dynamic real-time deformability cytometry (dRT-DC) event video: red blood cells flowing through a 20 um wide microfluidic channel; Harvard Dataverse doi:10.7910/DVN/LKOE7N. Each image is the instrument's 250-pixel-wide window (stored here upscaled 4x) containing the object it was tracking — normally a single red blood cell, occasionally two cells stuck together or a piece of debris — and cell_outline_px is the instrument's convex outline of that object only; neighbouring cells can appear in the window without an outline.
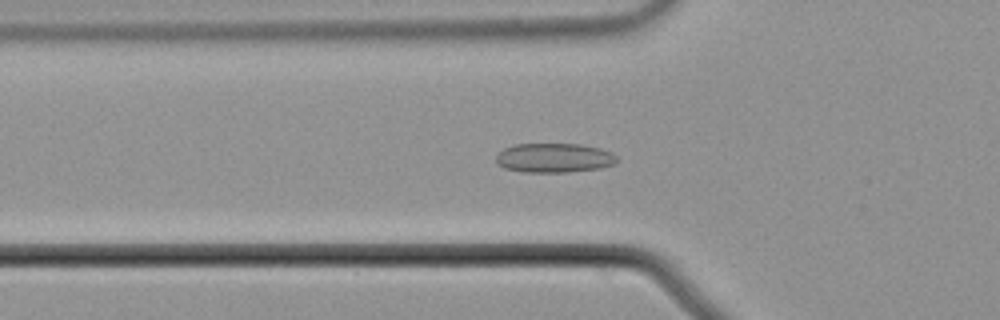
{"species": "common noctule bat (a hibernating species)", "species_latin": "Nyctalus noctula", "temperature_condition": "cold", "stored_images_in_passage": 53, "camera_frame_rate_fps": 3000, "um_per_image_px": 0.085, "animal": {"sex": "male", "body_mass_g": 21.5, "forearm_length_mm": 52.0}, "frame": {"image": 1, "passage_image": 18, "time_ms": 5.667, "image_size_px": [1000, 320], "cell_outline_px": [[620, 160], [616, 164], [600, 168], [568, 172], [524, 172], [504, 168], [496, 164], [496, 156], [504, 148], [516, 144], [580, 144], [600, 148], [612, 152]], "centroid_in_image_um": [47.13, 13.42], "position_along_channel_um": 78.7, "area_um2": 20.87}}
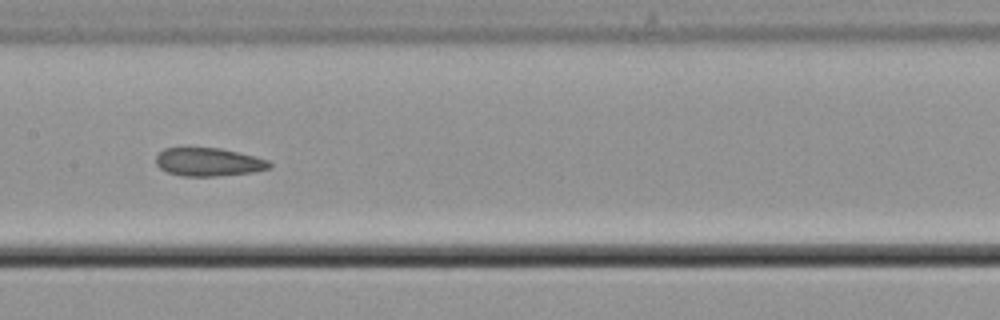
{"frame": {"image": 2, "passage_image": 27, "time_ms": 8.667, "image_size_px": [1000, 320], "cell_outline_px": [[272, 168], [252, 172], [216, 176], [184, 176], [168, 172], [160, 168], [156, 164], [156, 156], [164, 148], [220, 148], [268, 160], [272, 164]], "centroid_in_image_um": [17.72, 13.77], "position_along_channel_um": 189.7, "area_um2": 18.5}}
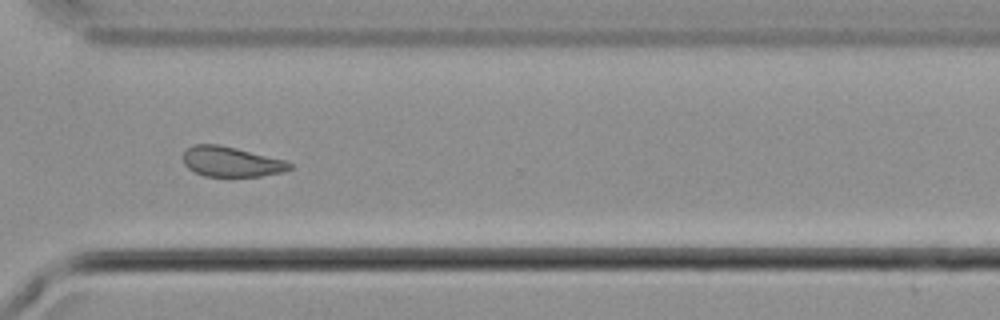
{"frame": {"image": 3, "passage_image": 40, "time_ms": 13.0, "image_size_px": [1000, 320], "cell_outline_px": [[292, 168], [284, 172], [260, 176], [204, 176], [188, 168], [184, 164], [184, 152], [192, 144], [220, 144], [288, 160], [292, 164]], "centroid_in_image_um": [19.7, 13.73], "position_along_channel_um": 350.9, "area_um2": 18.84}}